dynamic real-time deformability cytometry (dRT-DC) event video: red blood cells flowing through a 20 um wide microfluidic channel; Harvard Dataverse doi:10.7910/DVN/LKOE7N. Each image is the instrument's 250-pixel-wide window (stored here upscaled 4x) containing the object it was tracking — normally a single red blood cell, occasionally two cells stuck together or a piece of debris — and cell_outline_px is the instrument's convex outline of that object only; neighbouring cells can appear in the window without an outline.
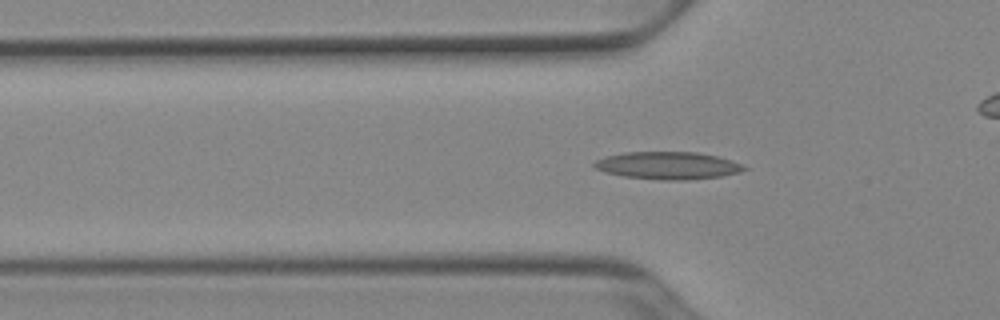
{"species": "Egyptian fruit bat (a non-hibernating species)", "species_latin": "Rousettus aegyptiacus", "temperature_condition": "cold", "stored_images_in_passage": 47, "camera_frame_rate_fps": 3000, "um_per_image_px": 0.085, "animal": {"sex": "female"}, "frame": {"image": 1, "passage_image": 11, "time_ms": 3.333, "image_size_px": [1000, 320], "cell_outline_px": [[748, 168], [740, 172], [720, 176], [684, 180], [664, 180], [624, 176], [604, 172], [596, 168], [592, 164], [596, 160], [604, 156], [624, 152], [696, 152], [716, 156], [740, 164]], "centroid_in_image_um": [56.71, 14.06], "position_along_channel_um": 69.1, "area_um2": 23.76}}
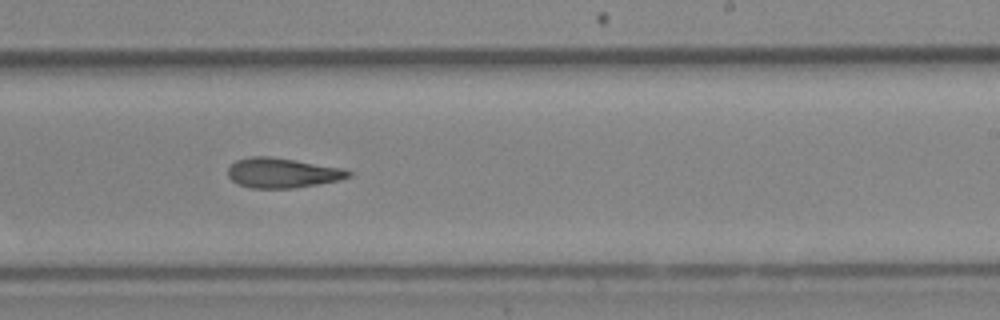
{"frame": {"image": 2, "passage_image": 26, "time_ms": 8.333, "image_size_px": [1000, 320], "cell_outline_px": [[352, 176], [340, 180], [292, 188], [252, 188], [236, 184], [228, 176], [228, 168], [236, 160], [252, 156], [268, 156], [344, 168], [352, 172]], "centroid_in_image_um": [24.0, 14.7], "position_along_channel_um": 265.0, "area_um2": 20.92}}
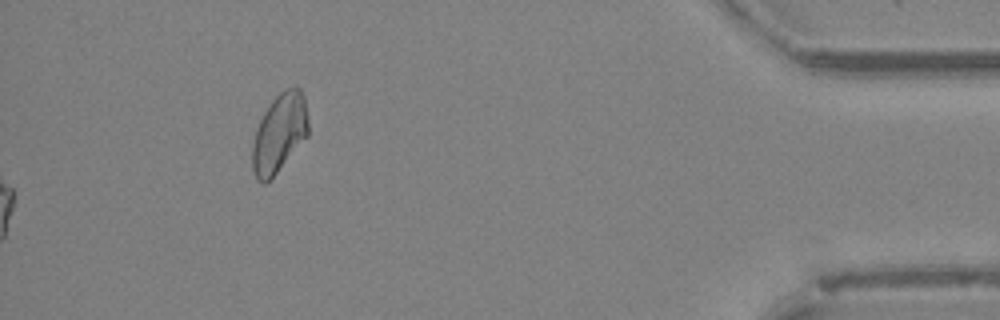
{"frame": {"image": 3, "passage_image": 47, "time_ms": 15.333, "image_size_px": [1000, 320], "cell_outline_px": [[308, 136], [276, 172], [264, 184], [260, 184], [256, 180], [252, 168], [252, 144], [256, 128], [264, 112], [272, 100], [284, 88], [292, 84], [296, 84], [300, 88], [304, 96], [308, 116]], "centroid_in_image_um": [23.75, 11.27], "position_along_channel_um": 411.5, "area_um2": 25.89}, "authors_computed_cell_mechanics": {"area_um2": 21.2126, "velocity_mm_per_s": 3.9304, "shape_relaxation_time_tau1_ms": 6.6691, "shape_relaxation_time_tau2_ms": 10.8234, "deformation_change_tau1": 0.1762, "deformation_change_tau2": 0.2723}}